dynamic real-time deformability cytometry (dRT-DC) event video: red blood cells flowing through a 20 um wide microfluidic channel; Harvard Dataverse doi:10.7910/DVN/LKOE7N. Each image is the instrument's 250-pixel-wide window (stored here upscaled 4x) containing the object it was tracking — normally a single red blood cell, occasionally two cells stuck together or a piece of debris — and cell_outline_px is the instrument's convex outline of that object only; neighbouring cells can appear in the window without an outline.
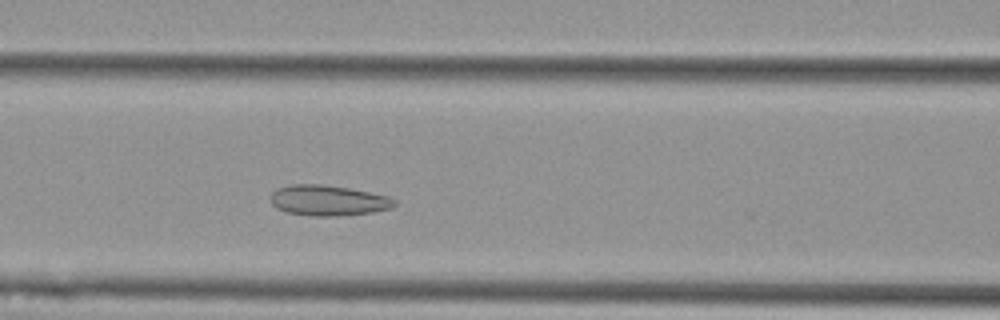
{"species": "Egyptian fruit bat (a non-hibernating species)", "species_latin": "Rousettus aegyptiacus", "temperature_condition": "cold", "stored_images_in_passage": 3, "camera_frame_rate_fps": 3000, "um_per_image_px": 0.085, "animal": {"sex": "female"}, "frame": {"image": 1, "passage_image": 3, "time_ms": 0.667, "image_size_px": [1000, 320], "cell_outline_px": [[396, 204], [392, 208], [372, 212], [340, 216], [316, 216], [288, 212], [276, 208], [272, 204], [272, 192], [276, 188], [292, 184], [320, 184], [348, 188], [388, 196], [396, 200]], "centroid_in_image_um": [27.9, 17.03], "position_along_channel_um": 138.7, "area_um2": 21.91}}